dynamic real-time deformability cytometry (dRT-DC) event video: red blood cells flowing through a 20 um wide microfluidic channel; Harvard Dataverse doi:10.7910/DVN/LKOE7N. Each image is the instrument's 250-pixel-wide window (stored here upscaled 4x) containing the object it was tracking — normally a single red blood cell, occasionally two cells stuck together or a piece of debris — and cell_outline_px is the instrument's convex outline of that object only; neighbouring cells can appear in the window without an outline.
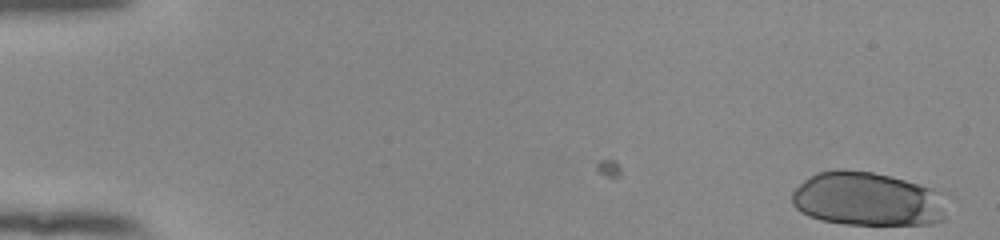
{"species": "human", "species_latin": "Homo sapiens", "temperature_condition": "room temperature", "stored_images_in_passage": 53, "segment_of_instrument_passage": [1, 2], "camera_frame_rate_fps": 3000, "um_per_image_px": 0.085, "donor": {"sex": "female"}, "frame": {"image": 1, "passage_image": 1, "time_ms": 0.0, "image_size_px": [1000, 240], "cell_outline_px": [[944, 220], [932, 224], [844, 224], [820, 220], [808, 216], [800, 212], [792, 204], [792, 192], [804, 180], [816, 172], [836, 168], [844, 168], [872, 172], [892, 176], [920, 184], [932, 188], [944, 212]], "centroid_in_image_um": [73.61, 16.91], "position_along_channel_um": 11.4, "area_um2": 48.38}}
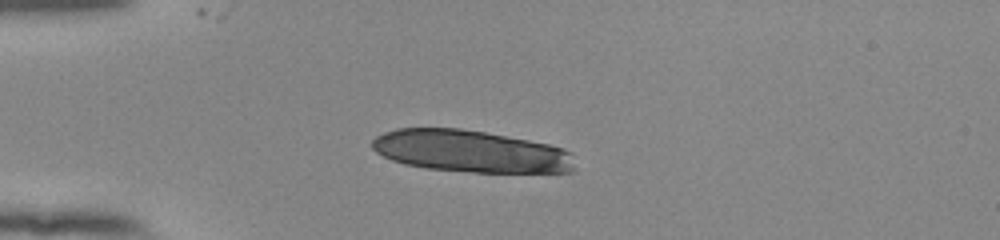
{"frame": {"image": 2, "passage_image": 14, "time_ms": 4.333, "image_size_px": [1000, 240], "cell_outline_px": [[572, 172], [472, 172], [424, 168], [404, 164], [392, 160], [376, 152], [372, 148], [372, 140], [376, 136], [384, 132], [396, 128], [460, 128], [484, 132], [528, 140], [548, 144], [572, 152]], "centroid_in_image_um": [39.95, 12.85], "position_along_channel_um": 45.1, "area_um2": 49.48}}